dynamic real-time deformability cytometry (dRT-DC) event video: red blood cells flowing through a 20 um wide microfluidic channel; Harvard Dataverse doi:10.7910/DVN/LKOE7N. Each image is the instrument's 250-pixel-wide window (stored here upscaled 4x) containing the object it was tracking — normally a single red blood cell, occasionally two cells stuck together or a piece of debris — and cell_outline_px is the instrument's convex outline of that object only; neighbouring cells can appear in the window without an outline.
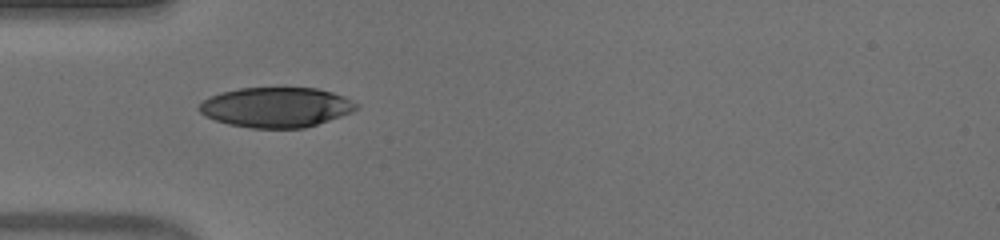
{"species": "human", "species_latin": "Homo sapiens", "temperature_condition": "warm", "stored_images_in_passage": 36, "camera_frame_rate_fps": 3000, "um_per_image_px": 0.085, "donor": {"sex": "male"}, "frame": {"image": 1, "passage_image": 1, "time_ms": 0.0, "image_size_px": [1000, 240], "cell_outline_px": [[360, 104], [352, 112], [304, 128], [248, 128], [228, 124], [204, 116], [196, 108], [204, 100], [220, 92], [240, 88], [316, 88], [332, 92], [344, 96]], "centroid_in_image_um": [23.46, 9.12], "position_along_channel_um": 61.5, "area_um2": 36.59}}
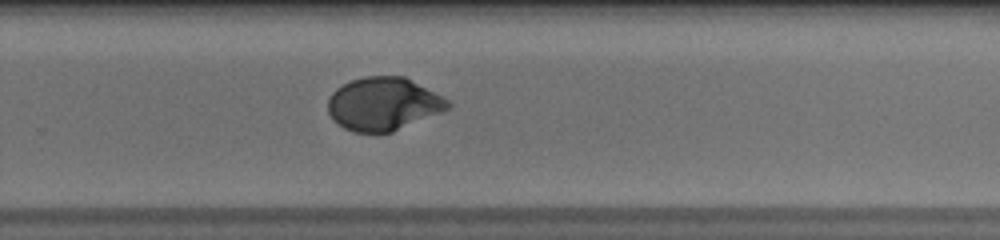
{"frame": {"image": 2, "passage_image": 19, "time_ms": 6.0, "image_size_px": [1000, 240], "cell_outline_px": [[452, 108], [444, 112], [392, 132], [352, 132], [336, 124], [332, 120], [328, 112], [328, 100], [332, 92], [336, 88], [352, 80], [364, 76], [404, 76], [448, 100], [452, 104]], "centroid_in_image_um": [32.58, 8.85], "position_along_channel_um": 297.2, "area_um2": 37.28}}
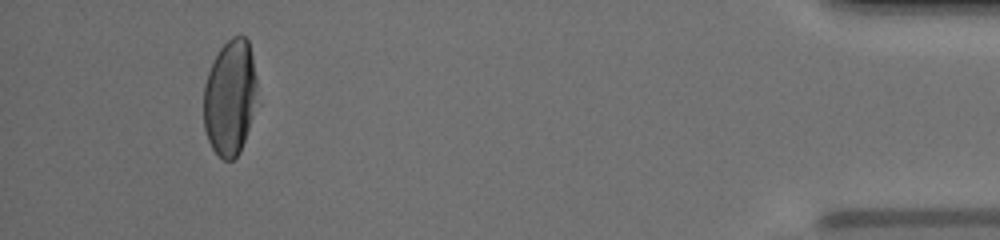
{"frame": {"image": 3, "passage_image": 33, "time_ms": 10.667, "image_size_px": [1000, 240], "cell_outline_px": [[260, 104], [240, 152], [232, 160], [224, 160], [212, 148], [208, 140], [204, 128], [204, 84], [208, 72], [220, 48], [232, 36], [244, 36], [248, 40], [252, 56]], "centroid_in_image_um": [19.6, 8.32], "position_along_channel_um": 415.6, "area_um2": 36.82}, "authors_computed_cell_mechanics": {"area_um2": 37.5411, "velocity_mm_per_s": 3.9623, "shape_relaxation_time_tau1_ms": 5.4636, "shape_relaxation_time_tau2_ms": null, "deformation_change_tau1": 0.2293, "deformation_change_tau2": null}}